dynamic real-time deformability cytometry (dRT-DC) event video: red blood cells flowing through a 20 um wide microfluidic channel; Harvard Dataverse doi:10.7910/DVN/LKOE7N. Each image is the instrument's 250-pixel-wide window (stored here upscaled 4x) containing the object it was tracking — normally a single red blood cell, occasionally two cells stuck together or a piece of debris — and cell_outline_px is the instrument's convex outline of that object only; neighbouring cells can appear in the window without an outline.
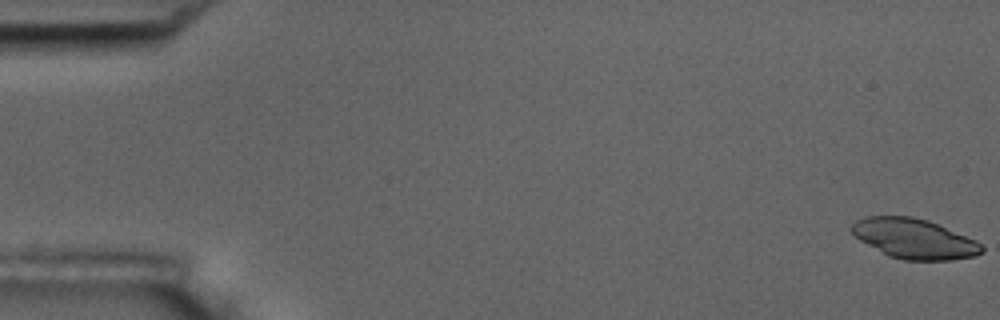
{"species": "common noctule bat (a hibernating species)", "species_latin": "Nyctalus noctula", "temperature_condition": "room temperature", "stored_images_in_passage": 56, "camera_frame_rate_fps": 3000, "um_per_image_px": 0.085, "animal": {"sex": "male", "body_mass_g": 17.5, "forearm_length_mm": 52.3}, "frame": {"image": 1, "passage_image": 1, "time_ms": 0.0, "image_size_px": [1000, 320], "cell_outline_px": [[984, 252], [976, 256], [952, 260], [904, 260], [888, 256], [860, 240], [848, 228], [856, 220], [864, 216], [912, 216], [928, 220], [976, 240], [984, 248]], "centroid_in_image_um": [77.7, 20.29], "position_along_channel_um": 7.3, "area_um2": 30.35}}
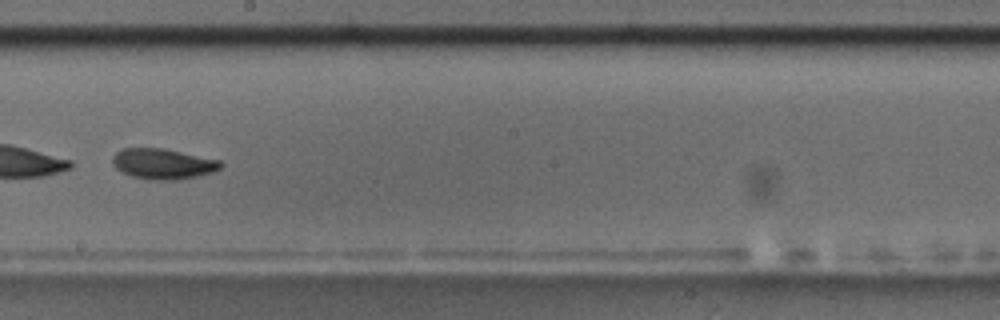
{"frame": {"image": 2, "passage_image": 33, "time_ms": 10.667, "image_size_px": [1000, 320], "cell_outline_px": [[224, 164], [220, 168], [212, 172], [196, 176], [176, 180], [148, 180], [132, 176], [116, 168], [112, 164], [112, 156], [120, 148], [160, 148], [220, 160]], "centroid_in_image_um": [13.82, 13.93], "position_along_channel_um": 234.4, "area_um2": 19.13}}